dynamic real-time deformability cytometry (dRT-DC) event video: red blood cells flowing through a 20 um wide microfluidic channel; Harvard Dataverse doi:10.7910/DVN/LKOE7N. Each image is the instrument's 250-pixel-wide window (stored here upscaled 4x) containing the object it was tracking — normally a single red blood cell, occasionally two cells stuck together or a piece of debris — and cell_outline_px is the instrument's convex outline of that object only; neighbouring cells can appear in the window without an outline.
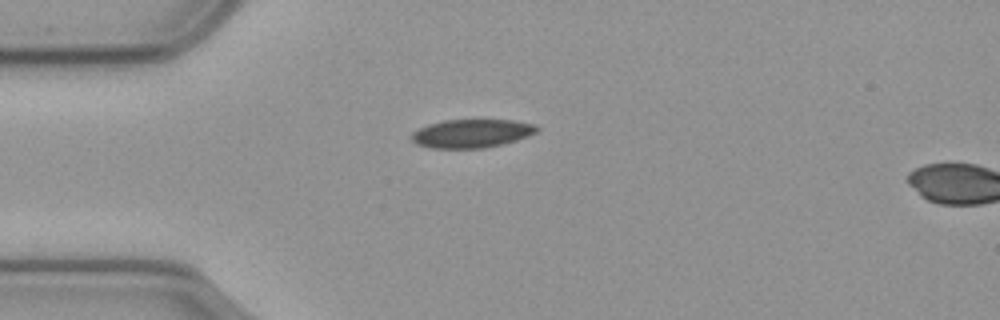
{"species": "common noctule bat (a hibernating species)", "species_latin": "Nyctalus noctula", "temperature_condition": "cold", "stored_images_in_passage": 3, "camera_frame_rate_fps": 3000, "um_per_image_px": 0.085, "animal": {"sex": "male", "body_mass_g": 23.1, "forearm_length_mm": 52.7}, "frame": {"image": 1, "passage_image": 1, "time_ms": 0.0, "image_size_px": [1000, 320], "cell_outline_px": [[540, 128], [536, 132], [528, 136], [504, 144], [484, 148], [432, 148], [416, 144], [412, 140], [412, 132], [428, 124], [444, 120], [512, 120], [536, 124]], "centroid_in_image_um": [40.11, 11.34], "position_along_channel_um": 44.9, "area_um2": 20.81}}